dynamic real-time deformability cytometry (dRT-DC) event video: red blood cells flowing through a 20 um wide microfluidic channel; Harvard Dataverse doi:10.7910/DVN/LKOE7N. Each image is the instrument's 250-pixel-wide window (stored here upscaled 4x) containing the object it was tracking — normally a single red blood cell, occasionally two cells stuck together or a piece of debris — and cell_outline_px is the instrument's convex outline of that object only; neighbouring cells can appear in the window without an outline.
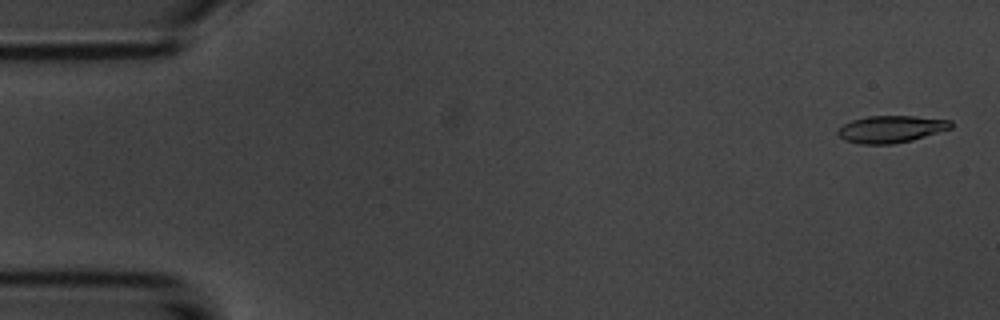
{"species": "common noctule bat (a hibernating species)", "species_latin": "Nyctalus noctula", "temperature_condition": "room temperature", "stored_images_in_passage": 5, "camera_frame_rate_fps": 3000, "um_per_image_px": 0.085, "animal": {"sex": "male", "body_mass_g": 20.1, "forearm_length_mm": 53.5}, "frame": {"image": 1, "passage_image": 1, "time_ms": 0.0, "image_size_px": [1000, 320], "cell_outline_px": [[952, 128], [912, 140], [892, 144], [860, 144], [844, 140], [836, 132], [836, 128], [852, 120], [868, 116], [916, 116], [952, 120]], "centroid_in_image_um": [75.72, 10.97], "position_along_channel_um": 9.3, "area_um2": 17.92}}
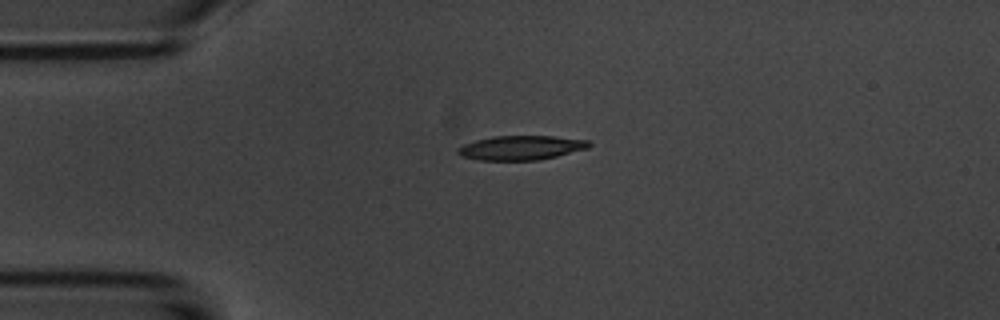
{"frame": {"image": 2, "passage_image": 4, "time_ms": 3.667, "image_size_px": [1000, 320], "cell_outline_px": [[592, 144], [588, 148], [540, 160], [476, 160], [460, 156], [456, 152], [456, 148], [460, 144], [492, 136], [552, 136], [588, 140]], "centroid_in_image_um": [44.22, 12.56], "position_along_channel_um": 40.8, "area_um2": 18.79}}